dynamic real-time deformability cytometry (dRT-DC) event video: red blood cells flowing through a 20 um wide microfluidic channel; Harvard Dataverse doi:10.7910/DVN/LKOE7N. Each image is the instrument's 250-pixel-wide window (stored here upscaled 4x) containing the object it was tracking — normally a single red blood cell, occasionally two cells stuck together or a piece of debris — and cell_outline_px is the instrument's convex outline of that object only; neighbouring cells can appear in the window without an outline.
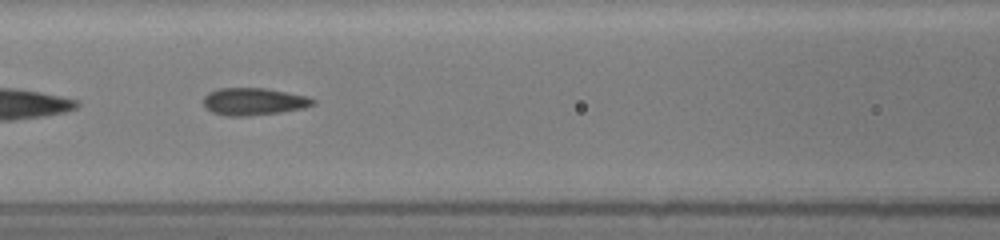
{"species": "common noctule bat (a hibernating species)", "species_latin": "Nyctalus noctula", "temperature_condition": "room temperature", "stored_images_in_passage": 37, "camera_frame_rate_fps": 3000, "um_per_image_px": 0.085, "animal": {"sex": "female", "body_mass_g": 19.5, "forearm_length_mm": 54.1}, "frame": {"image": 1, "passage_image": 16, "time_ms": 5.0, "image_size_px": [1000, 240], "cell_outline_px": [[316, 104], [304, 108], [280, 112], [248, 116], [224, 116], [212, 112], [204, 108], [204, 96], [208, 92], [220, 88], [264, 88], [308, 96], [316, 100]], "centroid_in_image_um": [21.56, 8.63], "position_along_channel_um": 145.0, "area_um2": 17.57}}
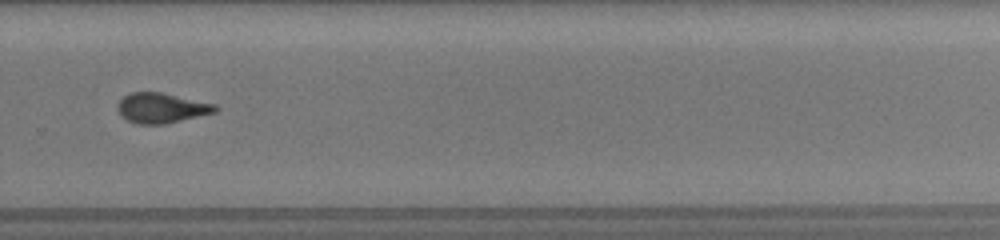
{"frame": {"image": 2, "passage_image": 26, "time_ms": 8.333, "image_size_px": [1000, 240], "cell_outline_px": [[220, 108], [216, 112], [164, 124], [136, 124], [120, 116], [116, 104], [124, 96], [132, 92], [160, 92], [216, 104]], "centroid_in_image_um": [13.72, 9.18], "position_along_channel_um": 316.1, "area_um2": 17.11}}
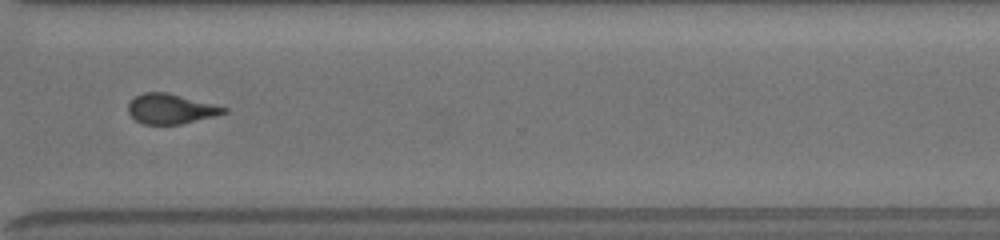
{"frame": {"image": 3, "passage_image": 29, "time_ms": 9.333, "image_size_px": [1000, 240], "cell_outline_px": [[228, 112], [216, 116], [180, 124], [144, 124], [136, 120], [128, 112], [128, 104], [136, 96], [144, 92], [168, 92], [228, 108]], "centroid_in_image_um": [14.53, 9.25], "position_along_channel_um": 356.1, "area_um2": 16.59}}